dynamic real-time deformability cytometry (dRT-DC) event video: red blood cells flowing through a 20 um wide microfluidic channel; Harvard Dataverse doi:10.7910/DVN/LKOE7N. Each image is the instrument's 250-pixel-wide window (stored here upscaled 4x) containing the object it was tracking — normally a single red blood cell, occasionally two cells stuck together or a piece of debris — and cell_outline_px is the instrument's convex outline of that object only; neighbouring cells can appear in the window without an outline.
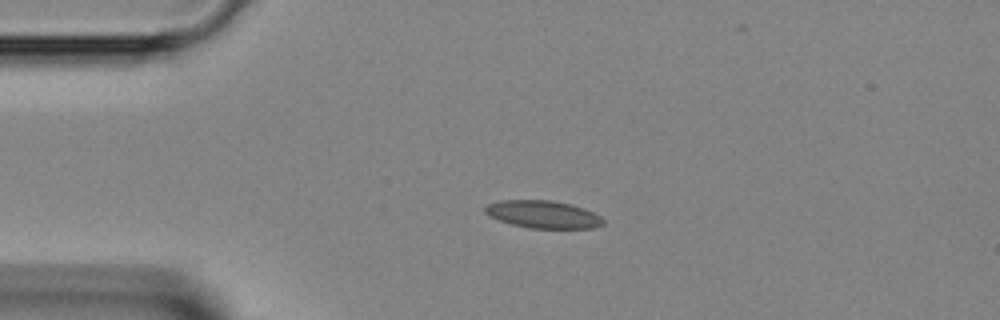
{"species": "Egyptian fruit bat (a non-hibernating species)", "species_latin": "Rousettus aegyptiacus", "temperature_condition": "room temperature", "stored_images_in_passage": 43, "camera_frame_rate_fps": 3000, "um_per_image_px": 0.085, "animal": {"sex": "female"}, "frame": {"image": 1, "passage_image": 9, "time_ms": 2.667, "image_size_px": [1000, 320], "cell_outline_px": [[604, 224], [592, 228], [528, 228], [512, 224], [500, 220], [484, 212], [484, 208], [488, 204], [500, 200], [552, 200], [572, 204], [584, 208], [600, 216], [604, 220]], "centroid_in_image_um": [46.18, 18.21], "position_along_channel_um": 38.8, "area_um2": 18.9}}
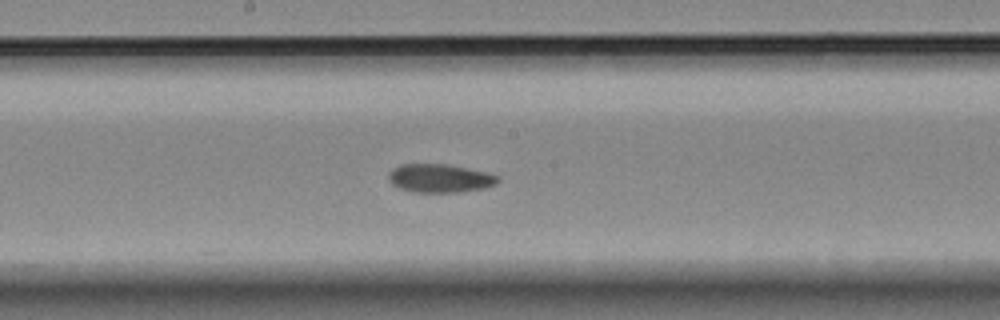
{"frame": {"image": 2, "passage_image": 22, "time_ms": 7.0, "image_size_px": [1000, 320], "cell_outline_px": [[500, 180], [496, 184], [484, 188], [460, 192], [412, 192], [400, 188], [392, 184], [388, 180], [388, 172], [392, 168], [400, 164], [448, 164], [484, 172], [500, 176]], "centroid_in_image_um": [37.36, 15.15], "position_along_channel_um": 210.8, "area_um2": 18.21}}
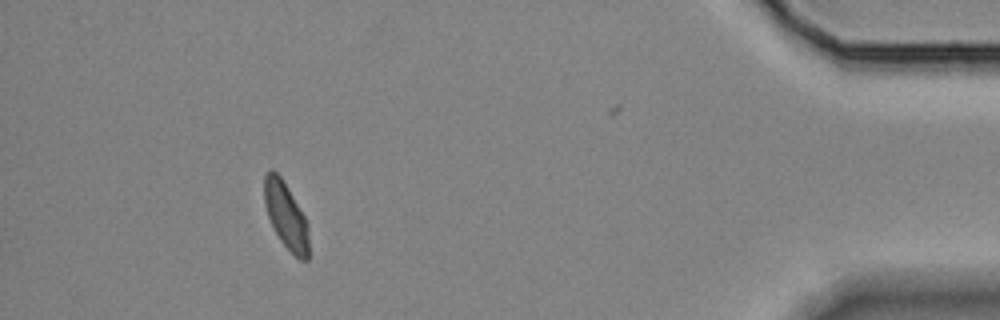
{"frame": {"image": 3, "passage_image": 39, "time_ms": 12.667, "image_size_px": [1000, 320], "cell_outline_px": [[308, 260], [300, 260], [280, 240], [268, 216], [264, 204], [264, 176], [272, 168], [280, 176], [304, 216], [308, 224]], "centroid_in_image_um": [24.29, 18.32], "position_along_channel_um": 410.9, "area_um2": 16.76}}